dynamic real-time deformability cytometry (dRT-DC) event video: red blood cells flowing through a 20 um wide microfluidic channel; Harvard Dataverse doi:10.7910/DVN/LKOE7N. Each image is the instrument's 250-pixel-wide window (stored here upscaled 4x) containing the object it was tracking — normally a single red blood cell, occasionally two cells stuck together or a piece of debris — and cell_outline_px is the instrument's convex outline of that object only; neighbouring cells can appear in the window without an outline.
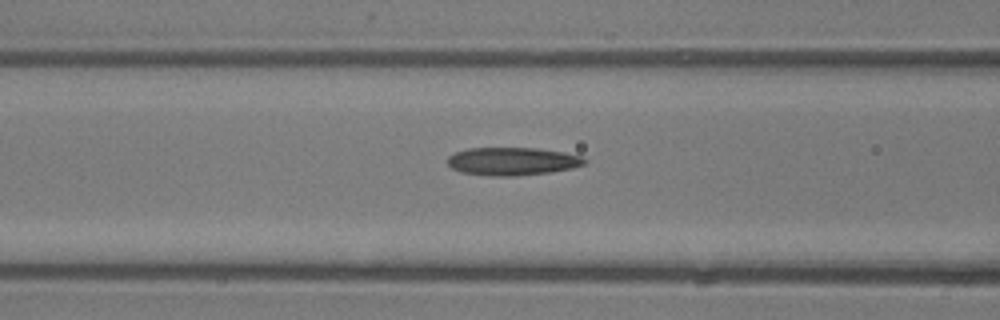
{"species": "common noctule bat (a hibernating species)", "species_latin": "Nyctalus noctula", "temperature_condition": "room temperature", "stored_images_in_passage": 16, "camera_frame_rate_fps": 3000, "um_per_image_px": 0.085, "animal": {"sex": "male", "body_mass_g": 13.3}, "frame": {"image": 1, "passage_image": 14, "time_ms": 4.333, "image_size_px": [1000, 320], "cell_outline_px": [[588, 160], [584, 164], [572, 168], [552, 172], [516, 176], [488, 176], [460, 172], [452, 168], [448, 164], [448, 156], [452, 152], [468, 148], [536, 148], [564, 152], [580, 156]], "centroid_in_image_um": [43.52, 13.71], "position_along_channel_um": 123.1, "area_um2": 22.54}}